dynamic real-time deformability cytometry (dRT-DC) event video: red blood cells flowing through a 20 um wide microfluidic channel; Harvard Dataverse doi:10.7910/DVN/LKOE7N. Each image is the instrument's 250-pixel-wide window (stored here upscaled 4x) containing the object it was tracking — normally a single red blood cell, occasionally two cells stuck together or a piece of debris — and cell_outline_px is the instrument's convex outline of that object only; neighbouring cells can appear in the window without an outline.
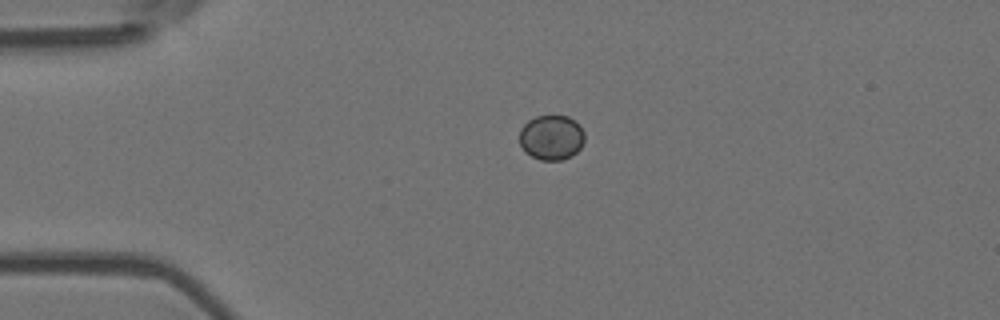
{"species": "Egyptian fruit bat (a non-hibernating species)", "species_latin": "Rousettus aegyptiacus", "temperature_condition": "room temperature", "stored_images_in_passage": 2, "camera_frame_rate_fps": 3000, "um_per_image_px": 0.085, "animal": {"sex": "female"}, "frame": {"image": 1, "passage_image": 1, "time_ms": 0.0, "image_size_px": [1000, 320], "cell_outline_px": [[584, 140], [580, 148], [572, 156], [560, 160], [540, 160], [524, 152], [520, 144], [520, 128], [528, 120], [536, 116], [568, 116], [580, 124], [584, 132]], "centroid_in_image_um": [46.87, 11.68], "position_along_channel_um": 38.1, "area_um2": 17.17}}